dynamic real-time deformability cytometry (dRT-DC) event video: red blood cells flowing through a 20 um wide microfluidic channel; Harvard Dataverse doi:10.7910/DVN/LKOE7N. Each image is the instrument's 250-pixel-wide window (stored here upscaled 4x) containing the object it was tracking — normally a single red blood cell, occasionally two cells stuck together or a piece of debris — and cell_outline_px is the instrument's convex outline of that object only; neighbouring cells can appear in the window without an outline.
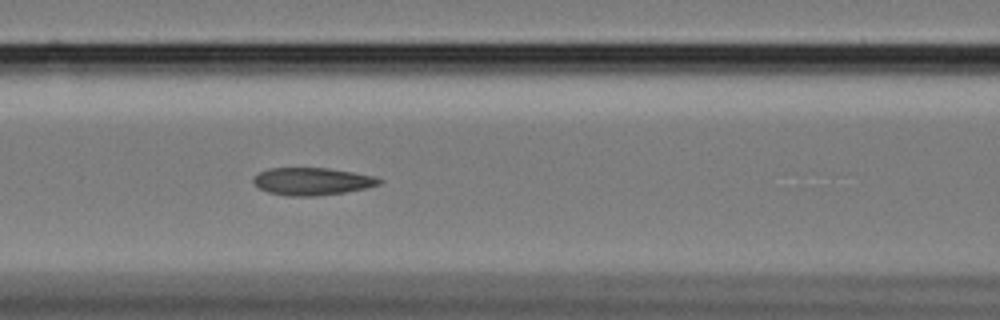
{"species": "Egyptian fruit bat (a non-hibernating species)", "species_latin": "Rousettus aegyptiacus", "temperature_condition": "cold", "stored_images_in_passage": 52, "camera_frame_rate_fps": 3000, "um_per_image_px": 0.085, "animal": {"sex": "female"}, "frame": {"image": 1, "passage_image": 18, "time_ms": 5.667, "image_size_px": [1000, 320], "cell_outline_px": [[384, 180], [380, 184], [368, 188], [344, 192], [316, 196], [288, 196], [268, 192], [260, 188], [252, 180], [252, 176], [268, 168], [328, 168], [376, 176]], "centroid_in_image_um": [26.55, 15.41], "position_along_channel_um": 140.0, "area_um2": 20.23}}
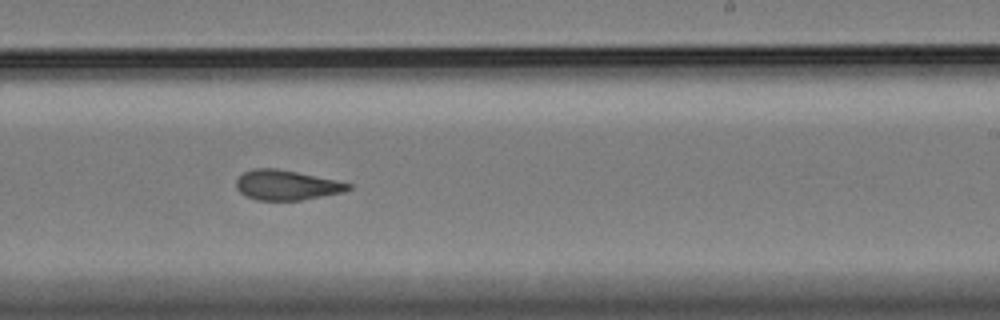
{"frame": {"image": 2, "passage_image": 29, "time_ms": 9.333, "image_size_px": [1000, 320], "cell_outline_px": [[352, 188], [344, 192], [300, 200], [256, 200], [240, 192], [236, 188], [236, 180], [244, 172], [252, 168], [276, 168], [336, 180], [352, 184]], "centroid_in_image_um": [24.35, 15.73], "position_along_channel_um": 264.6, "area_um2": 19.42}}
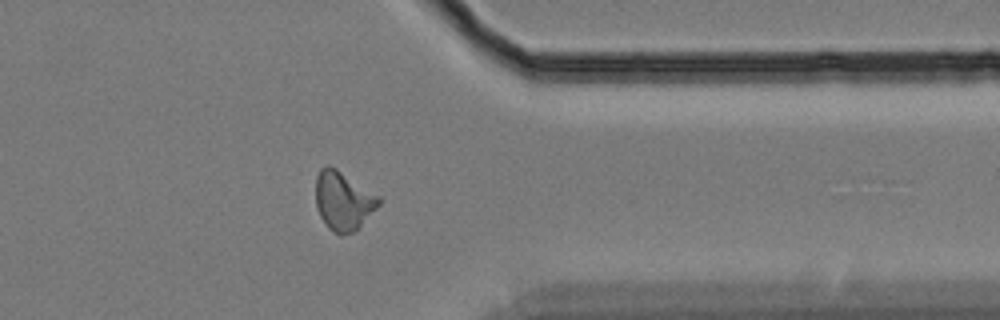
{"frame": {"image": 3, "passage_image": 40, "time_ms": 13.0, "image_size_px": [1000, 320], "cell_outline_px": [[380, 204], [352, 232], [340, 236], [332, 232], [324, 224], [316, 208], [316, 176], [320, 168], [324, 164], [328, 164], [336, 168], [380, 196]], "centroid_in_image_um": [29.13, 17.05], "position_along_channel_um": 382.3, "area_um2": 21.62}, "authors_computed_cell_mechanics": {"area_um2": 20.3456, "velocity_mm_per_s": 3.4008, "shape_relaxation_time_tau1_ms": null, "shape_relaxation_time_tau2_ms": 3.4968, "deformation_change_tau1": null, "deformation_change_tau2": 0.0892}}